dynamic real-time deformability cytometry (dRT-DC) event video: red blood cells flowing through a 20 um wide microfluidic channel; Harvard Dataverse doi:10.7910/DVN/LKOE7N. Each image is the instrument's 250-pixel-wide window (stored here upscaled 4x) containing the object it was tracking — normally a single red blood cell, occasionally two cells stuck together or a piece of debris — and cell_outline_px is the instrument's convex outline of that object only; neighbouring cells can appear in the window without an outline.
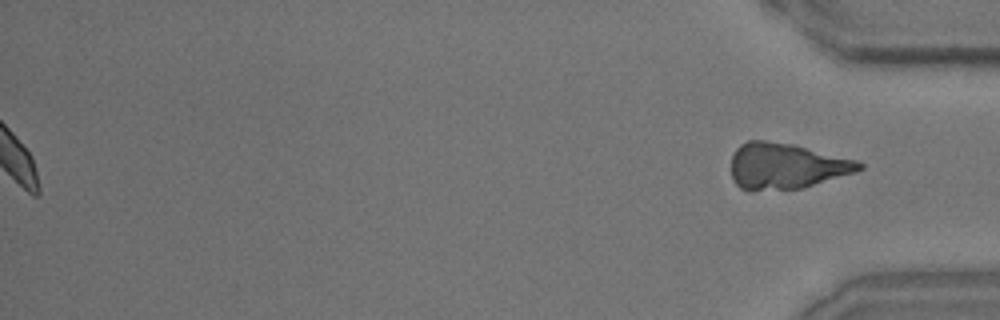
{"species": "common noctule bat (a hibernating species)", "species_latin": "Nyctalus noctula", "temperature_condition": "room temperature", "stored_images_in_passage": 34, "segment_of_instrument_passage": [2, 2], "camera_frame_rate_fps": 3000, "um_per_image_px": 0.085, "animal": {"sex": "male", "body_mass_g": 15.6}, "frame": {"image": 1, "passage_image": 34, "time_ms": 11.0, "image_size_px": [1000, 320], "cell_outline_px": [[864, 168], [856, 172], [800, 188], [752, 192], [748, 192], [740, 188], [732, 180], [732, 156], [736, 148], [740, 144], [748, 140], [764, 140], [792, 144], [856, 160], [864, 164]], "centroid_in_image_um": [66.77, 14.13], "position_along_channel_um": 368.4, "area_um2": 34.33}}